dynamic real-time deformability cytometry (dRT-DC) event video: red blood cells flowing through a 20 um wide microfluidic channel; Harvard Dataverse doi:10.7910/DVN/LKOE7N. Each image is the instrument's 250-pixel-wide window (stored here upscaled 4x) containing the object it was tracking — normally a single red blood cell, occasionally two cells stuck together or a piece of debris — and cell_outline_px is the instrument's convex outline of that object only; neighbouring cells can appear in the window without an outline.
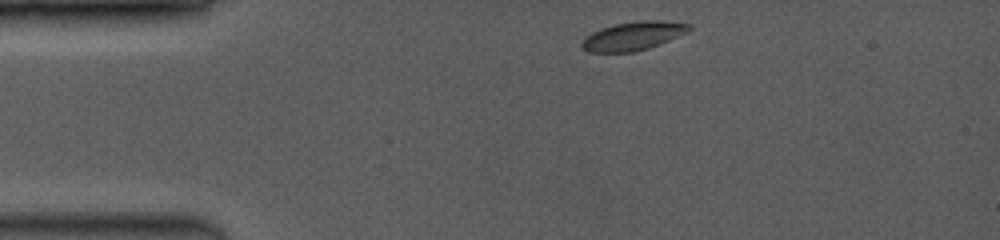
{"species": "common noctule bat (a hibernating species)", "species_latin": "Nyctalus noctula", "temperature_condition": "room temperature", "stored_images_in_passage": 4, "camera_frame_rate_fps": 3500, "um_per_image_px": 0.085, "animal": {"sex": "female", "body_mass_g": 19.0, "forearm_length_mm": 53.3}, "frame": {"image": 1, "passage_image": 1, "time_ms": 0.0, "image_size_px": [1000, 240], "cell_outline_px": [[692, 28], [688, 32], [660, 44], [636, 52], [588, 52], [580, 44], [592, 32], [616, 24], [644, 20], [652, 20], [688, 24]], "centroid_in_image_um": [53.84, 3.07], "position_along_channel_um": 31.2, "area_um2": 17.46}}